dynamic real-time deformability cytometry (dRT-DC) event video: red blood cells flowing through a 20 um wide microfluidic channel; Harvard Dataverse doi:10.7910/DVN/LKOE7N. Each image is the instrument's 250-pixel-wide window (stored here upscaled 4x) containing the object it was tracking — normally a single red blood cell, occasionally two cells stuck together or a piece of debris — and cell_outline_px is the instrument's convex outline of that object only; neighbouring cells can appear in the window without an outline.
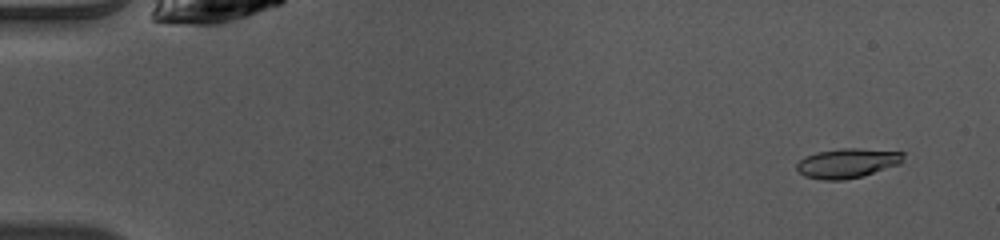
{"species": "common noctule bat (a hibernating species)", "species_latin": "Nyctalus noctula", "temperature_condition": "warm", "stored_images_in_passage": 50, "camera_frame_rate_fps": 3000, "um_per_image_px": 0.085, "animal": {"sex": "female", "body_mass_g": 10.0, "forearm_length_mm": 53.1}, "frame": {"image": 1, "passage_image": 4, "time_ms": 1.0, "image_size_px": [1000, 240], "cell_outline_px": [[904, 156], [900, 164], [864, 176], [844, 180], [824, 180], [804, 176], [796, 168], [796, 164], [804, 156], [816, 152], [840, 148], [856, 148], [904, 152]], "centroid_in_image_um": [72.01, 13.87], "position_along_channel_um": 13.0, "area_um2": 18.5}}
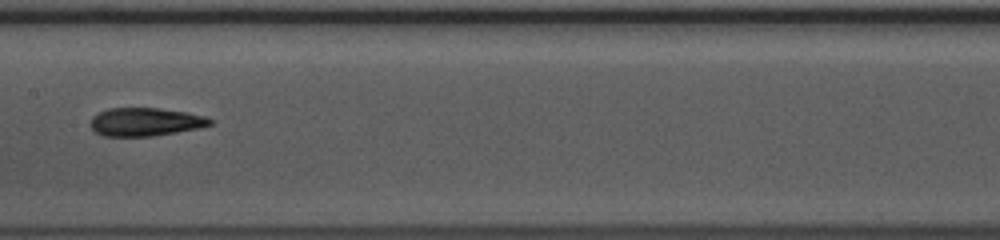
{"frame": {"image": 2, "passage_image": 26, "time_ms": 8.333, "image_size_px": [1000, 240], "cell_outline_px": [[212, 124], [196, 128], [176, 132], [152, 136], [104, 136], [96, 132], [88, 124], [92, 116], [96, 112], [108, 108], [160, 108], [188, 112], [204, 116], [212, 120]], "centroid_in_image_um": [12.29, 10.35], "position_along_channel_um": 195.1, "area_um2": 19.77}}
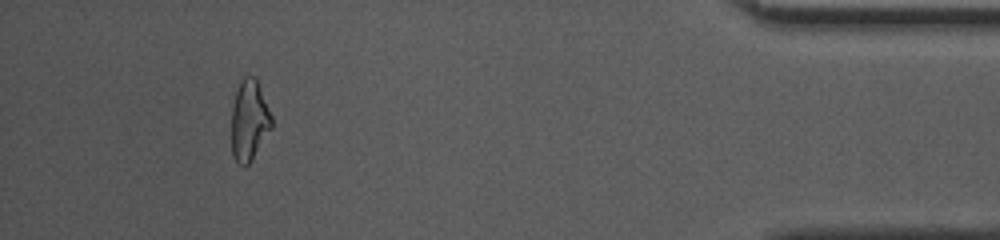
{"frame": {"image": 3, "passage_image": 46, "time_ms": 15.0, "image_size_px": [1000, 240], "cell_outline_px": [[272, 128], [252, 160], [248, 164], [240, 164], [232, 156], [232, 104], [236, 88], [240, 80], [244, 76], [256, 76], [272, 116]], "centroid_in_image_um": [21.19, 10.19], "position_along_channel_um": 414.0, "area_um2": 19.07}, "authors_computed_cell_mechanics": {"area_um2": 19.3052, "velocity_mm_per_s": 4.0987, "shape_relaxation_time_tau1_ms": 3.363, "shape_relaxation_time_tau2_ms": 5.6573, "deformation_change_tau1": 0.1537, "deformation_change_tau2": 0.1255}}